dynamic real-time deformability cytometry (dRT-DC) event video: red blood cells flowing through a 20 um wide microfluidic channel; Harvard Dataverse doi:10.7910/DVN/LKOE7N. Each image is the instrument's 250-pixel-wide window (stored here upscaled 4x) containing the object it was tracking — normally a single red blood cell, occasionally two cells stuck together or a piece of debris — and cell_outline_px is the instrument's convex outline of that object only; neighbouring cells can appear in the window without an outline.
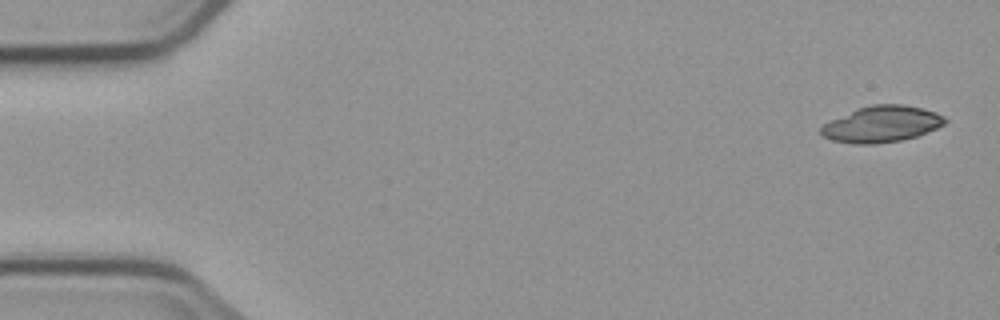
{"species": "common noctule bat (a hibernating species)", "species_latin": "Nyctalus noctula", "temperature_condition": "cold", "stored_images_in_passage": 4, "camera_frame_rate_fps": 3000, "um_per_image_px": 0.085, "animal": {"sex": "male", "body_mass_g": 23.1, "forearm_length_mm": 52.7}, "frame": {"image": 1, "passage_image": 1, "time_ms": 0.0, "image_size_px": [1000, 320], "cell_outline_px": [[948, 120], [944, 124], [936, 128], [916, 136], [900, 140], [876, 144], [856, 144], [832, 140], [824, 136], [820, 132], [820, 128], [824, 124], [856, 108], [872, 104], [904, 104], [924, 108], [936, 112], [944, 116]], "centroid_in_image_um": [74.96, 10.54], "position_along_channel_um": 10.0, "area_um2": 26.13}}
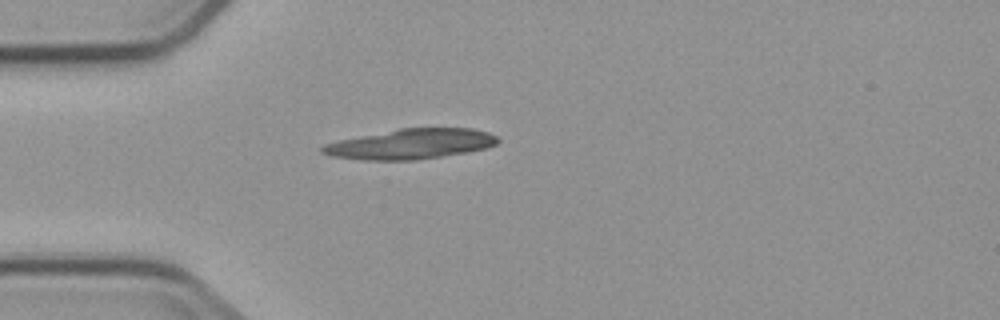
{"frame": {"image": 2, "passage_image": 4, "time_ms": 4.333, "image_size_px": [1000, 320], "cell_outline_px": [[500, 140], [496, 144], [488, 148], [468, 152], [416, 160], [364, 160], [332, 156], [320, 152], [320, 148], [324, 144], [340, 140], [400, 128], [472, 128], [488, 132], [496, 136]], "centroid_in_image_um": [34.95, 12.24], "position_along_channel_um": 50.1, "area_um2": 30.75}}